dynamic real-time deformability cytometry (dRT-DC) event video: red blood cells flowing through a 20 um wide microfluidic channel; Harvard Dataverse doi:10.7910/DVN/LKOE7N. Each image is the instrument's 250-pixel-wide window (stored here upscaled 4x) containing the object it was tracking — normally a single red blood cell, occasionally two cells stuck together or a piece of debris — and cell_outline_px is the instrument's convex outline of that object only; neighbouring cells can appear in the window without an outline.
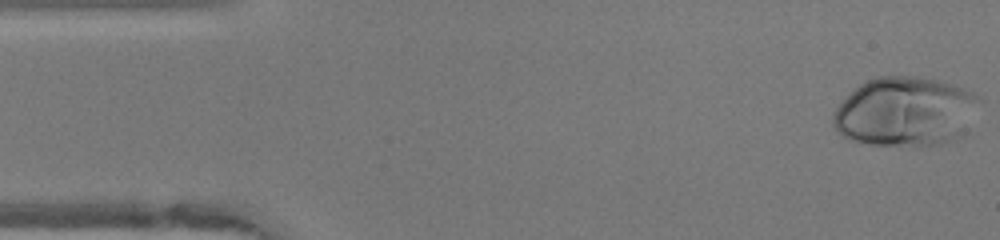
{"species": "human", "species_latin": "Homo sapiens", "temperature_condition": "warm", "stored_images_in_passage": 48, "camera_frame_rate_fps": 3000, "um_per_image_px": 0.085, "donor": {"sex": "female"}, "frame": {"image": 1, "passage_image": 1, "time_ms": 0.0, "image_size_px": [1000, 240], "cell_outline_px": [[984, 100], [964, 136], [956, 140], [940, 144], [872, 144], [848, 140], [836, 132], [832, 124], [832, 112], [860, 84], [876, 76], [916, 76], [936, 80], [972, 92]], "centroid_in_image_um": [76.99, 9.5], "position_along_channel_um": 8.0, "area_um2": 59.3}}
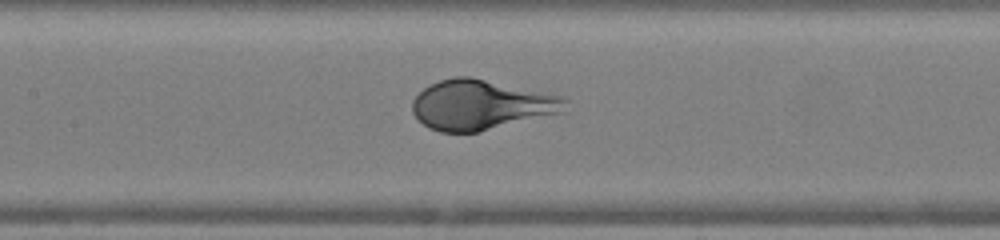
{"frame": {"image": 2, "passage_image": 21, "time_ms": 6.667, "image_size_px": [1000, 240], "cell_outline_px": [[568, 100], [560, 112], [480, 132], [440, 132], [428, 128], [412, 112], [412, 100], [424, 88], [440, 80], [452, 76], [468, 76], [564, 96]], "centroid_in_image_um": [40.85, 8.91], "position_along_channel_um": 166.6, "area_um2": 44.04}}
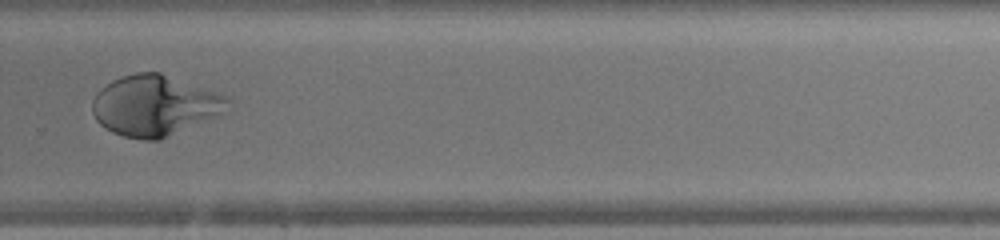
{"frame": {"image": 3, "passage_image": 32, "time_ms": 10.333, "image_size_px": [1000, 240], "cell_outline_px": [[232, 100], [228, 112], [160, 140], [144, 140], [124, 136], [112, 132], [100, 124], [96, 120], [92, 112], [92, 100], [96, 92], [100, 88], [112, 80], [120, 76], [136, 72], [160, 72], [224, 96]], "centroid_in_image_um": [13.14, 8.98], "position_along_channel_um": 316.7, "area_um2": 47.97}}